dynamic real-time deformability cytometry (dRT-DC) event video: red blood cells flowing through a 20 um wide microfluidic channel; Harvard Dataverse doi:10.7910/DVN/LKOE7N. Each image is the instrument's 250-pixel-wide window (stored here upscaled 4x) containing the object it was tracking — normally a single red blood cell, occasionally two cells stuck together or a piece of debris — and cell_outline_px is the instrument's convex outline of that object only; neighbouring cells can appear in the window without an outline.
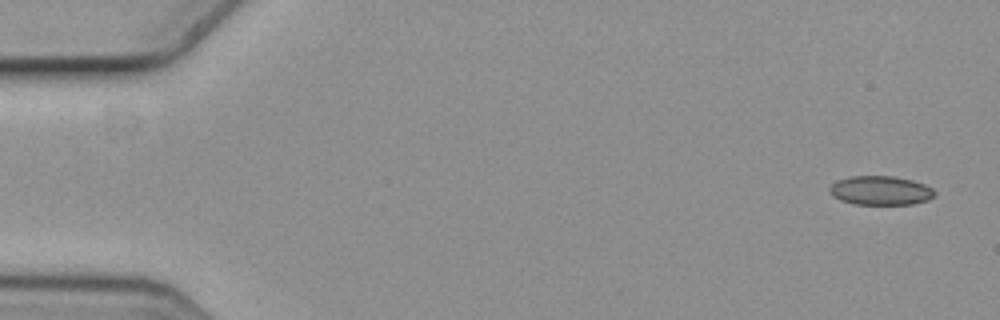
{"species": "common noctule bat (a hibernating species)", "species_latin": "Nyctalus noctula", "temperature_condition": "cold", "stored_images_in_passage": 4, "camera_frame_rate_fps": 3000, "um_per_image_px": 0.085, "animal": {"sex": "female", "body_mass_g": 19.3, "forearm_length_mm": 54.1}, "frame": {"image": 1, "passage_image": 1, "time_ms": 0.0, "image_size_px": [1000, 320], "cell_outline_px": [[936, 196], [928, 200], [912, 204], [852, 204], [840, 200], [832, 196], [828, 188], [836, 180], [848, 176], [892, 176], [912, 180], [924, 184], [932, 188], [936, 192]], "centroid_in_image_um": [74.83, 16.19], "position_along_channel_um": 10.2, "area_um2": 17.98}}